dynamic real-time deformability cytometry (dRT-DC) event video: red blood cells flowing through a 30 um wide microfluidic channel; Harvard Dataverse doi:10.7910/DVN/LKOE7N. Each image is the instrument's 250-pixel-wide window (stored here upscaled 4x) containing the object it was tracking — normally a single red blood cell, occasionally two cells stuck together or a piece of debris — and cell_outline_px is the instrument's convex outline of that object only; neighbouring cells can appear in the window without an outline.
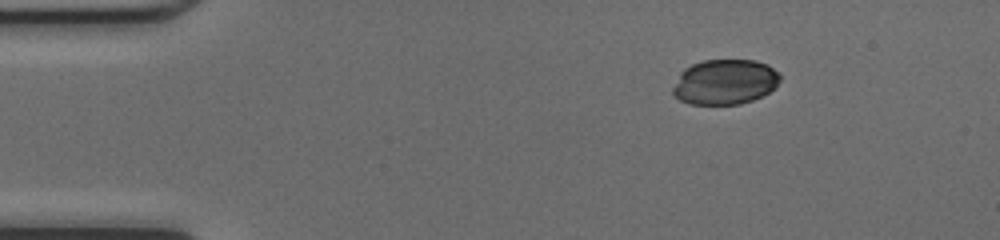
{"species": "common noctule bat (a hibernating species)", "species_latin": "Nyctalus noctula", "temperature_condition": "cold", "stored_images_in_passage": 42, "camera_frame_rate_fps": 3000, "um_per_image_px": 0.085, "animal": {"sex": "female", "body_mass_g": 17.0, "forearm_length_mm": 48.0}, "frame": {"image": 1, "passage_image": 1, "time_ms": 0.0, "image_size_px": [1000, 240], "cell_outline_px": [[780, 80], [776, 88], [752, 100], [740, 104], [688, 104], [672, 96], [672, 88], [680, 72], [684, 68], [692, 64], [704, 60], [756, 60], [768, 64], [780, 76]], "centroid_in_image_um": [61.59, 6.96], "position_along_channel_um": 23.4, "area_um2": 28.38}}
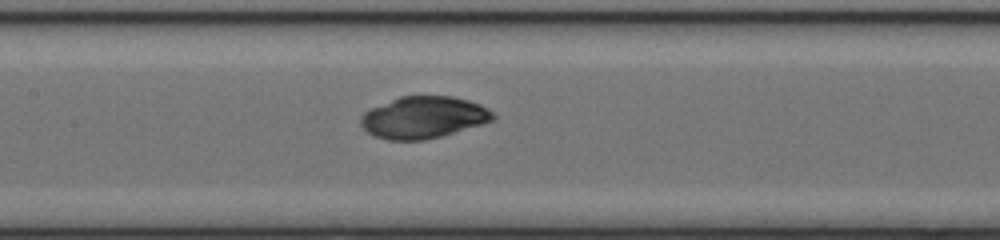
{"frame": {"image": 2, "passage_image": 17, "time_ms": 5.333, "image_size_px": [1000, 240], "cell_outline_px": [[496, 116], [492, 120], [480, 124], [440, 136], [424, 140], [388, 140], [376, 136], [368, 132], [360, 124], [360, 116], [364, 112], [372, 108], [400, 96], [452, 96], [468, 100], [480, 104], [488, 108]], "centroid_in_image_um": [35.98, 9.97], "position_along_channel_um": 171.4, "area_um2": 31.91}}
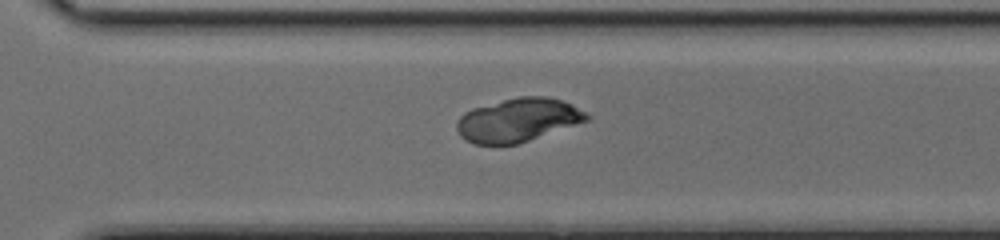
{"frame": {"image": 3, "passage_image": 28, "time_ms": 9.0, "image_size_px": [1000, 240], "cell_outline_px": [[592, 116], [588, 120], [516, 144], [472, 144], [464, 140], [460, 136], [456, 128], [456, 120], [464, 112], [472, 108], [520, 96], [548, 96], [572, 104]], "centroid_in_image_um": [43.99, 10.2], "position_along_channel_um": 326.6, "area_um2": 32.77}}